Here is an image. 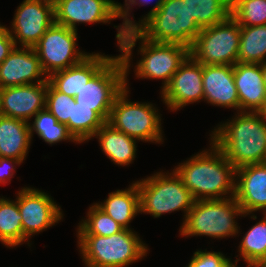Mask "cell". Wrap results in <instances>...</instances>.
I'll list each match as a JSON object with an SVG mask.
<instances>
[{"label":"cell","instance_id":"6da1fadb","mask_svg":"<svg viewBox=\"0 0 266 267\" xmlns=\"http://www.w3.org/2000/svg\"><path fill=\"white\" fill-rule=\"evenodd\" d=\"M209 142L208 149L192 155L173 170L195 200L235 197L237 168Z\"/></svg>","mask_w":266,"mask_h":267},{"label":"cell","instance_id":"7a4b0ae2","mask_svg":"<svg viewBox=\"0 0 266 267\" xmlns=\"http://www.w3.org/2000/svg\"><path fill=\"white\" fill-rule=\"evenodd\" d=\"M227 122H220L210 133V140L224 156L239 168L264 163L266 158V114L236 112Z\"/></svg>","mask_w":266,"mask_h":267},{"label":"cell","instance_id":"3957f363","mask_svg":"<svg viewBox=\"0 0 266 267\" xmlns=\"http://www.w3.org/2000/svg\"><path fill=\"white\" fill-rule=\"evenodd\" d=\"M139 42L140 60L135 63L134 73L139 79L161 80L162 90L170 83L172 76L190 55L187 46L177 43H155L145 39L136 29L125 30L119 46L126 78L129 75L133 50ZM132 60V61H131Z\"/></svg>","mask_w":266,"mask_h":267},{"label":"cell","instance_id":"277c9868","mask_svg":"<svg viewBox=\"0 0 266 267\" xmlns=\"http://www.w3.org/2000/svg\"><path fill=\"white\" fill-rule=\"evenodd\" d=\"M135 28L155 43H177L190 48L201 31L184 0H157Z\"/></svg>","mask_w":266,"mask_h":267},{"label":"cell","instance_id":"5b68a950","mask_svg":"<svg viewBox=\"0 0 266 267\" xmlns=\"http://www.w3.org/2000/svg\"><path fill=\"white\" fill-rule=\"evenodd\" d=\"M77 248L86 267H126L142 260L149 252L133 229L111 236L77 235Z\"/></svg>","mask_w":266,"mask_h":267},{"label":"cell","instance_id":"8992f818","mask_svg":"<svg viewBox=\"0 0 266 267\" xmlns=\"http://www.w3.org/2000/svg\"><path fill=\"white\" fill-rule=\"evenodd\" d=\"M243 213L235 197L211 200H195L179 229L183 237L207 236L213 239L233 237L240 232L236 218ZM239 216V217H238Z\"/></svg>","mask_w":266,"mask_h":267},{"label":"cell","instance_id":"52a82bcc","mask_svg":"<svg viewBox=\"0 0 266 267\" xmlns=\"http://www.w3.org/2000/svg\"><path fill=\"white\" fill-rule=\"evenodd\" d=\"M165 173L154 172L151 176L135 181L140 194V214L159 218L163 214L180 210L184 212L185 220L195 199L174 170Z\"/></svg>","mask_w":266,"mask_h":267},{"label":"cell","instance_id":"ba28073f","mask_svg":"<svg viewBox=\"0 0 266 267\" xmlns=\"http://www.w3.org/2000/svg\"><path fill=\"white\" fill-rule=\"evenodd\" d=\"M128 80L126 78V87L114 101L107 123L139 142H164L158 108L150 102H131Z\"/></svg>","mask_w":266,"mask_h":267},{"label":"cell","instance_id":"9c48e42d","mask_svg":"<svg viewBox=\"0 0 266 267\" xmlns=\"http://www.w3.org/2000/svg\"><path fill=\"white\" fill-rule=\"evenodd\" d=\"M241 26L230 15L226 20L202 28L192 46L190 56L203 65H230L237 63Z\"/></svg>","mask_w":266,"mask_h":267},{"label":"cell","instance_id":"30bf717a","mask_svg":"<svg viewBox=\"0 0 266 267\" xmlns=\"http://www.w3.org/2000/svg\"><path fill=\"white\" fill-rule=\"evenodd\" d=\"M126 87V73L120 55L113 56L75 95L80 106L93 107L105 122L116 97Z\"/></svg>","mask_w":266,"mask_h":267},{"label":"cell","instance_id":"8fae6325","mask_svg":"<svg viewBox=\"0 0 266 267\" xmlns=\"http://www.w3.org/2000/svg\"><path fill=\"white\" fill-rule=\"evenodd\" d=\"M77 35V31L54 23L33 47L47 77L80 63L90 54L77 49Z\"/></svg>","mask_w":266,"mask_h":267},{"label":"cell","instance_id":"7c38bea8","mask_svg":"<svg viewBox=\"0 0 266 267\" xmlns=\"http://www.w3.org/2000/svg\"><path fill=\"white\" fill-rule=\"evenodd\" d=\"M18 209L22 216L23 243L28 242V246H31L33 235L61 222L64 217L61 207L51 195L30 186L19 190Z\"/></svg>","mask_w":266,"mask_h":267},{"label":"cell","instance_id":"4fadbf2b","mask_svg":"<svg viewBox=\"0 0 266 267\" xmlns=\"http://www.w3.org/2000/svg\"><path fill=\"white\" fill-rule=\"evenodd\" d=\"M54 23L53 4L44 0H24L17 7L8 29L16 47H34Z\"/></svg>","mask_w":266,"mask_h":267},{"label":"cell","instance_id":"5bb4252c","mask_svg":"<svg viewBox=\"0 0 266 267\" xmlns=\"http://www.w3.org/2000/svg\"><path fill=\"white\" fill-rule=\"evenodd\" d=\"M202 75L203 64L189 55L174 73L170 83L164 90H160V95L167 109L176 112L188 104L203 101Z\"/></svg>","mask_w":266,"mask_h":267},{"label":"cell","instance_id":"9a60e30c","mask_svg":"<svg viewBox=\"0 0 266 267\" xmlns=\"http://www.w3.org/2000/svg\"><path fill=\"white\" fill-rule=\"evenodd\" d=\"M55 23L78 31L77 24H110L118 18L114 0H60L54 5Z\"/></svg>","mask_w":266,"mask_h":267},{"label":"cell","instance_id":"2e32d148","mask_svg":"<svg viewBox=\"0 0 266 267\" xmlns=\"http://www.w3.org/2000/svg\"><path fill=\"white\" fill-rule=\"evenodd\" d=\"M47 82L0 89V114L30 123L46 108Z\"/></svg>","mask_w":266,"mask_h":267},{"label":"cell","instance_id":"e0dca14e","mask_svg":"<svg viewBox=\"0 0 266 267\" xmlns=\"http://www.w3.org/2000/svg\"><path fill=\"white\" fill-rule=\"evenodd\" d=\"M48 82L33 47H14L0 64V89Z\"/></svg>","mask_w":266,"mask_h":267},{"label":"cell","instance_id":"ac0fdd59","mask_svg":"<svg viewBox=\"0 0 266 267\" xmlns=\"http://www.w3.org/2000/svg\"><path fill=\"white\" fill-rule=\"evenodd\" d=\"M235 198L245 214H252V220L257 219L254 213L266 214V164L256 163L241 166L236 169Z\"/></svg>","mask_w":266,"mask_h":267},{"label":"cell","instance_id":"d6986e66","mask_svg":"<svg viewBox=\"0 0 266 267\" xmlns=\"http://www.w3.org/2000/svg\"><path fill=\"white\" fill-rule=\"evenodd\" d=\"M234 82L239 96L240 112H266V86L262 64L236 63Z\"/></svg>","mask_w":266,"mask_h":267},{"label":"cell","instance_id":"ffe728a7","mask_svg":"<svg viewBox=\"0 0 266 267\" xmlns=\"http://www.w3.org/2000/svg\"><path fill=\"white\" fill-rule=\"evenodd\" d=\"M203 101L210 105L240 112L239 96L234 82L233 66L203 65Z\"/></svg>","mask_w":266,"mask_h":267},{"label":"cell","instance_id":"44dd1931","mask_svg":"<svg viewBox=\"0 0 266 267\" xmlns=\"http://www.w3.org/2000/svg\"><path fill=\"white\" fill-rule=\"evenodd\" d=\"M104 53H90L80 63L59 70L48 77V81L59 91L75 97L83 86L112 58Z\"/></svg>","mask_w":266,"mask_h":267},{"label":"cell","instance_id":"7402d4cb","mask_svg":"<svg viewBox=\"0 0 266 267\" xmlns=\"http://www.w3.org/2000/svg\"><path fill=\"white\" fill-rule=\"evenodd\" d=\"M32 140L28 122L0 114V157L23 163Z\"/></svg>","mask_w":266,"mask_h":267},{"label":"cell","instance_id":"603a6c76","mask_svg":"<svg viewBox=\"0 0 266 267\" xmlns=\"http://www.w3.org/2000/svg\"><path fill=\"white\" fill-rule=\"evenodd\" d=\"M103 153L118 166H128L136 158L138 140L113 128L107 122L95 133Z\"/></svg>","mask_w":266,"mask_h":267},{"label":"cell","instance_id":"cb8c5ba5","mask_svg":"<svg viewBox=\"0 0 266 267\" xmlns=\"http://www.w3.org/2000/svg\"><path fill=\"white\" fill-rule=\"evenodd\" d=\"M124 229H129L131 221L140 214V194L136 182L128 188L110 192L106 200L95 203Z\"/></svg>","mask_w":266,"mask_h":267},{"label":"cell","instance_id":"d4e9b609","mask_svg":"<svg viewBox=\"0 0 266 267\" xmlns=\"http://www.w3.org/2000/svg\"><path fill=\"white\" fill-rule=\"evenodd\" d=\"M0 242L12 248L23 245L22 216L18 209V192L15 200L0 197Z\"/></svg>","mask_w":266,"mask_h":267},{"label":"cell","instance_id":"484cf974","mask_svg":"<svg viewBox=\"0 0 266 267\" xmlns=\"http://www.w3.org/2000/svg\"><path fill=\"white\" fill-rule=\"evenodd\" d=\"M266 62V25L241 26L237 63Z\"/></svg>","mask_w":266,"mask_h":267},{"label":"cell","instance_id":"4316f807","mask_svg":"<svg viewBox=\"0 0 266 267\" xmlns=\"http://www.w3.org/2000/svg\"><path fill=\"white\" fill-rule=\"evenodd\" d=\"M106 122L93 107L80 106L72 99V119L66 124L68 131L80 144L88 142Z\"/></svg>","mask_w":266,"mask_h":267},{"label":"cell","instance_id":"83f0119b","mask_svg":"<svg viewBox=\"0 0 266 267\" xmlns=\"http://www.w3.org/2000/svg\"><path fill=\"white\" fill-rule=\"evenodd\" d=\"M31 138L34 133L49 145H54L62 141L79 144L70 134L66 124L59 123L56 117L46 108L39 111L34 116V121L29 123Z\"/></svg>","mask_w":266,"mask_h":267},{"label":"cell","instance_id":"f1b7e54d","mask_svg":"<svg viewBox=\"0 0 266 267\" xmlns=\"http://www.w3.org/2000/svg\"><path fill=\"white\" fill-rule=\"evenodd\" d=\"M259 222L252 225L239 242L236 260L256 262L266 266V214Z\"/></svg>","mask_w":266,"mask_h":267},{"label":"cell","instance_id":"f546056e","mask_svg":"<svg viewBox=\"0 0 266 267\" xmlns=\"http://www.w3.org/2000/svg\"><path fill=\"white\" fill-rule=\"evenodd\" d=\"M189 14L202 29L226 20L230 16L231 0H184Z\"/></svg>","mask_w":266,"mask_h":267},{"label":"cell","instance_id":"4dcf8cb0","mask_svg":"<svg viewBox=\"0 0 266 267\" xmlns=\"http://www.w3.org/2000/svg\"><path fill=\"white\" fill-rule=\"evenodd\" d=\"M76 228V235L99 236H111L124 229L95 203L89 207L86 218L81 219Z\"/></svg>","mask_w":266,"mask_h":267},{"label":"cell","instance_id":"1f68e13d","mask_svg":"<svg viewBox=\"0 0 266 267\" xmlns=\"http://www.w3.org/2000/svg\"><path fill=\"white\" fill-rule=\"evenodd\" d=\"M230 15L240 26L266 25V0H231Z\"/></svg>","mask_w":266,"mask_h":267},{"label":"cell","instance_id":"d6a6232c","mask_svg":"<svg viewBox=\"0 0 266 267\" xmlns=\"http://www.w3.org/2000/svg\"><path fill=\"white\" fill-rule=\"evenodd\" d=\"M72 99L59 92L49 81L47 82L46 109L52 113L57 121L67 124L72 119Z\"/></svg>","mask_w":266,"mask_h":267},{"label":"cell","instance_id":"836d02e7","mask_svg":"<svg viewBox=\"0 0 266 267\" xmlns=\"http://www.w3.org/2000/svg\"><path fill=\"white\" fill-rule=\"evenodd\" d=\"M150 2H153V0H125V4L118 3V18L123 19L122 24L115 26L114 28L117 30L116 33V39H117V47L120 46L122 37L125 33V30L129 29H135L137 27V22L136 20L132 19L130 14H131V9L134 5H146L150 4Z\"/></svg>","mask_w":266,"mask_h":267},{"label":"cell","instance_id":"e575fe53","mask_svg":"<svg viewBox=\"0 0 266 267\" xmlns=\"http://www.w3.org/2000/svg\"><path fill=\"white\" fill-rule=\"evenodd\" d=\"M193 254L194 255L185 267H228L232 259L221 252L207 251V249L204 251L199 249Z\"/></svg>","mask_w":266,"mask_h":267},{"label":"cell","instance_id":"d590c367","mask_svg":"<svg viewBox=\"0 0 266 267\" xmlns=\"http://www.w3.org/2000/svg\"><path fill=\"white\" fill-rule=\"evenodd\" d=\"M21 161L14 158L0 157V184L6 185L11 183V179L16 172V165L20 166Z\"/></svg>","mask_w":266,"mask_h":267},{"label":"cell","instance_id":"8d00e7d4","mask_svg":"<svg viewBox=\"0 0 266 267\" xmlns=\"http://www.w3.org/2000/svg\"><path fill=\"white\" fill-rule=\"evenodd\" d=\"M15 44L8 27L0 23V64L8 57L14 49Z\"/></svg>","mask_w":266,"mask_h":267},{"label":"cell","instance_id":"74e56055","mask_svg":"<svg viewBox=\"0 0 266 267\" xmlns=\"http://www.w3.org/2000/svg\"><path fill=\"white\" fill-rule=\"evenodd\" d=\"M246 263H247L246 267H266L265 265L256 262H246ZM237 264H238L237 260H234V262L231 260L228 264V267H239L237 266Z\"/></svg>","mask_w":266,"mask_h":267},{"label":"cell","instance_id":"f35d334b","mask_svg":"<svg viewBox=\"0 0 266 267\" xmlns=\"http://www.w3.org/2000/svg\"><path fill=\"white\" fill-rule=\"evenodd\" d=\"M262 73H263V79L266 86V62L262 63Z\"/></svg>","mask_w":266,"mask_h":267},{"label":"cell","instance_id":"ab89813d","mask_svg":"<svg viewBox=\"0 0 266 267\" xmlns=\"http://www.w3.org/2000/svg\"><path fill=\"white\" fill-rule=\"evenodd\" d=\"M44 1H46V2H48V3H51V4H53V5H55L58 1H60V0H44Z\"/></svg>","mask_w":266,"mask_h":267}]
</instances>
